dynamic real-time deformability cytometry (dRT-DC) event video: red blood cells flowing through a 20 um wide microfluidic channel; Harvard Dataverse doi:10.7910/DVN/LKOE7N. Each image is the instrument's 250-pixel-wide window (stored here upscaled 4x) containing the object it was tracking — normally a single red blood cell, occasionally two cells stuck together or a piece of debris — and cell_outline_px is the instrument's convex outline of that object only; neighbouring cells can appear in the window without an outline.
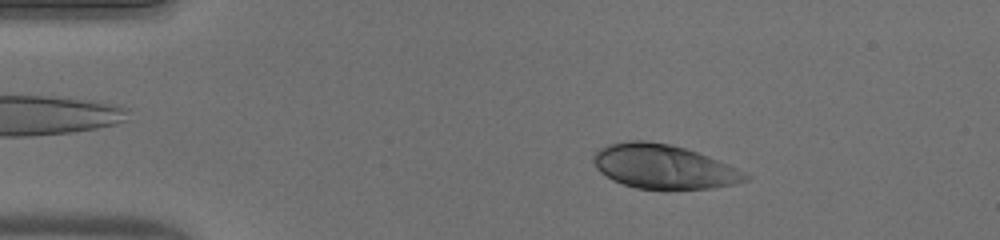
{"species": "human", "species_latin": "Homo sapiens", "temperature_condition": "warm", "stored_images_in_passage": 49, "camera_frame_rate_fps": 3000, "um_per_image_px": 0.085, "donor": {"sex": "male"}, "frame": {"image": 1, "passage_image": 8, "time_ms": 2.333, "image_size_px": [1000, 240], "cell_outline_px": [[752, 176], [748, 180], [732, 184], [712, 188], [668, 192], [664, 192], [636, 188], [612, 180], [600, 172], [596, 168], [592, 160], [592, 156], [600, 148], [608, 144], [628, 140], [644, 140], [672, 144], [708, 156], [728, 164]], "centroid_in_image_um": [56.4, 14.2], "position_along_channel_um": 28.6, "area_um2": 40.0}}
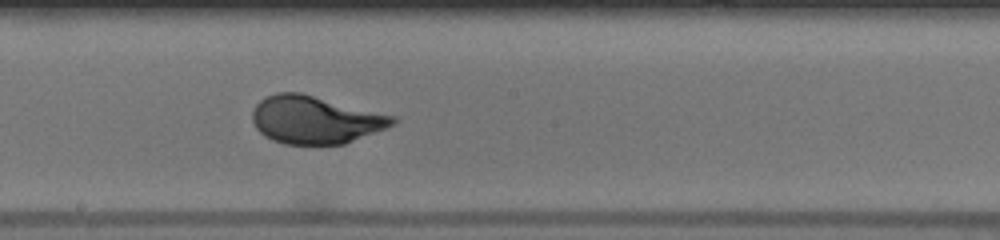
{"frame": {"image": 2, "passage_image": 27, "time_ms": 8.667, "image_size_px": [1000, 240], "cell_outline_px": [[396, 124], [344, 144], [284, 144], [272, 140], [264, 136], [256, 128], [252, 120], [252, 112], [256, 104], [260, 100], [276, 92], [300, 92], [396, 116]], "centroid_in_image_um": [26.79, 10.18], "position_along_channel_um": 221.4, "area_um2": 39.02}}
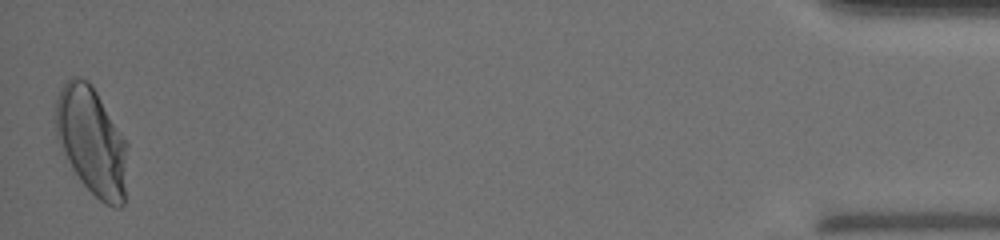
{"frame": {"image": 3, "passage_image": 49, "time_ms": 16.0, "image_size_px": [1000, 240], "cell_outline_px": [[128, 148], [124, 204], [120, 208], [116, 208], [104, 204], [80, 180], [72, 168], [56, 136], [56, 100], [60, 88], [72, 76], [76, 76], [88, 80], [92, 84], [128, 144]], "centroid_in_image_um": [7.82, 11.99], "position_along_channel_um": 427.4, "area_um2": 45.03}, "authors_computed_cell_mechanics": {"area_um2": 39.015, "velocity_mm_per_s": 4.0413, "shape_relaxation_time_tau1_ms": 4.145, "shape_relaxation_time_tau2_ms": null, "deformation_change_tau1": 0.203, "deformation_change_tau2": null}}